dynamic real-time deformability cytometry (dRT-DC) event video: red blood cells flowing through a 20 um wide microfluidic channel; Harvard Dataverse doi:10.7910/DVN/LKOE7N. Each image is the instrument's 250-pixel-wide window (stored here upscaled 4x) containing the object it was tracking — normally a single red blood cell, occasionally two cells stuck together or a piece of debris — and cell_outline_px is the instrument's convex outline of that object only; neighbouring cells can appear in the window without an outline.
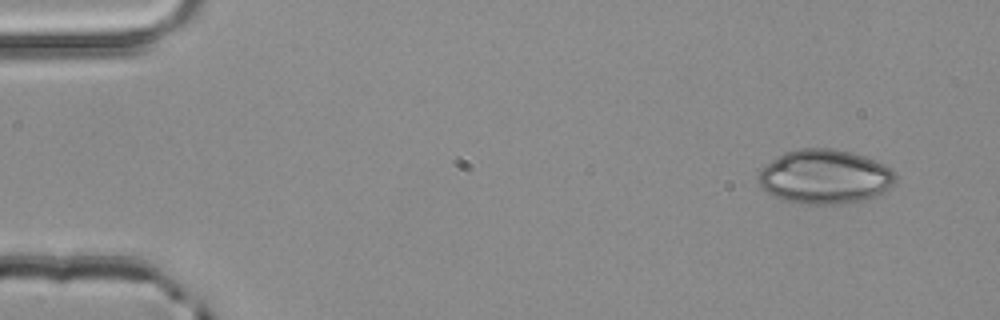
{"species": "common noctule bat (a hibernating species)", "species_latin": "Nyctalus noctula", "temperature_condition": "room temperature", "stored_images_in_passage": 3, "camera_frame_rate_fps": 3000, "um_per_image_px": 0.085, "animal": {"sex": "male", "body_mass_g": 20.4}, "frame": {"image": 1, "passage_image": 1, "time_ms": 0.0, "image_size_px": [1000, 320], "cell_outline_px": [[896, 180], [888, 188], [876, 196], [860, 200], [840, 204], [808, 204], [784, 200], [768, 192], [756, 180], [760, 168], [772, 160], [788, 152], [800, 148], [832, 148], [852, 152], [864, 156], [884, 164], [892, 168], [896, 172]], "centroid_in_image_um": [70.12, 15.01], "position_along_channel_um": 14.9, "area_um2": 43.18}}